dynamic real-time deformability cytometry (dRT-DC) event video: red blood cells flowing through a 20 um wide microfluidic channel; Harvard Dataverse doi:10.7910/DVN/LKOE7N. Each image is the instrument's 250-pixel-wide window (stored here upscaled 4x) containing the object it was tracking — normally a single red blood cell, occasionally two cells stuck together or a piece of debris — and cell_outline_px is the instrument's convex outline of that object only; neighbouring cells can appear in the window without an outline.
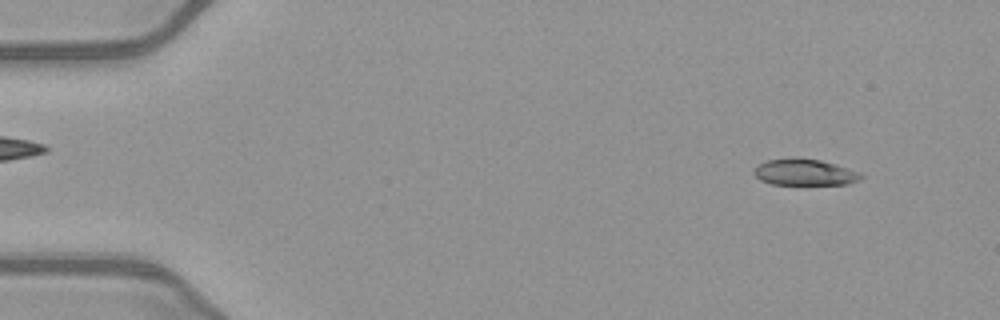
{"species": "common noctule bat (a hibernating species)", "species_latin": "Nyctalus noctula", "temperature_condition": "warm", "stored_images_in_passage": 50, "camera_frame_rate_fps": 3000, "um_per_image_px": 0.085, "animal": {"sex": "female", "body_mass_g": 21.9}, "frame": {"image": 1, "passage_image": 4, "time_ms": 1.0, "image_size_px": [1000, 320], "cell_outline_px": [[864, 176], [860, 180], [848, 184], [772, 184], [760, 180], [752, 172], [760, 164], [768, 160], [796, 156], [820, 160], [836, 164], [860, 172]], "centroid_in_image_um": [68.42, 14.63], "position_along_channel_um": 16.6, "area_um2": 16.59}}
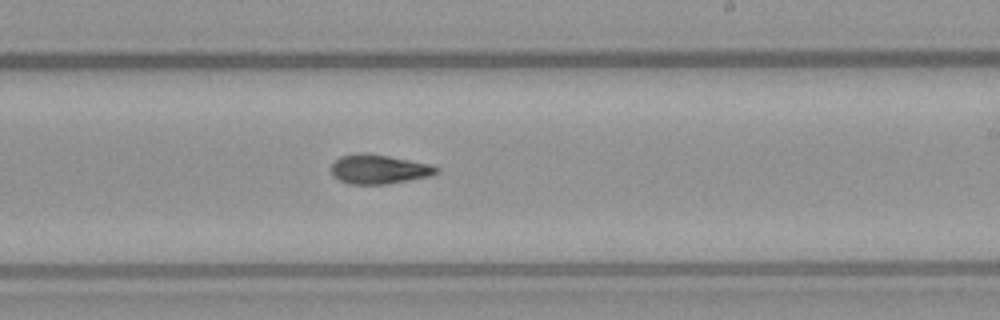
{"frame": {"image": 2, "passage_image": 30, "time_ms": 9.667, "image_size_px": [1000, 320], "cell_outline_px": [[440, 172], [428, 176], [388, 184], [348, 184], [332, 176], [332, 164], [340, 156], [364, 152], [388, 156], [428, 164], [440, 168]], "centroid_in_image_um": [32.18, 14.39], "position_along_channel_um": 256.8, "area_um2": 17.8}}
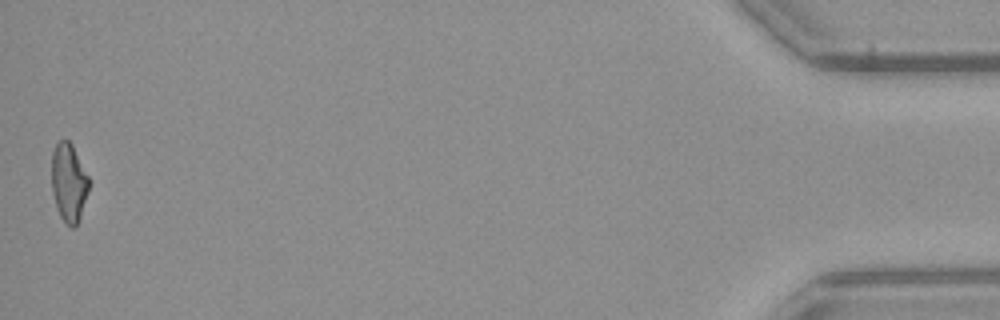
{"frame": {"image": 3, "passage_image": 50, "time_ms": 16.333, "image_size_px": [1000, 320], "cell_outline_px": [[88, 192], [80, 216], [76, 224], [72, 228], [60, 216], [56, 208], [52, 192], [52, 152], [56, 144], [60, 140], [68, 140], [72, 144], [88, 176]], "centroid_in_image_um": [5.83, 15.5], "position_along_channel_um": 429.4, "area_um2": 16.76}, "authors_computed_cell_mechanics": {"area_um2": 17.5712, "velocity_mm_per_s": 4.0511, "shape_relaxation_time_tau1_ms": null, "shape_relaxation_time_tau2_ms": 4.0296, "deformation_change_tau1": null, "deformation_change_tau2": 0.1217}}